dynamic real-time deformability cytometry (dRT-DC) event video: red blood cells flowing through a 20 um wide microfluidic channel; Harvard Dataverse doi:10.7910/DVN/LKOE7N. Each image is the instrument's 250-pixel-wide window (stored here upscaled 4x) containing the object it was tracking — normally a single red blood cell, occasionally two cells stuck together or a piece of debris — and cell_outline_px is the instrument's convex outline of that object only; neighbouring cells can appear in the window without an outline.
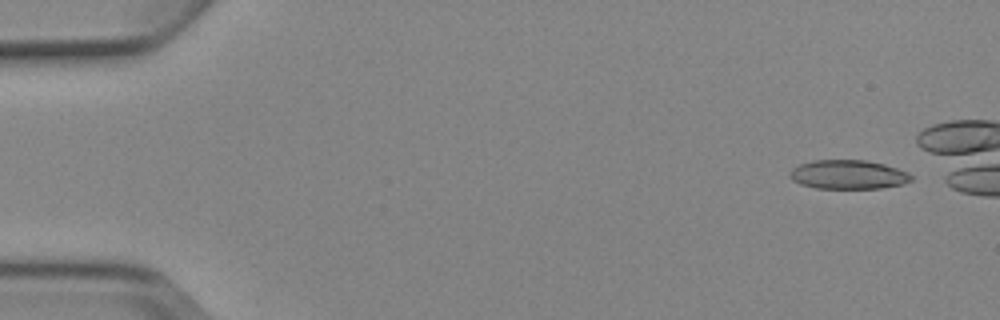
{"species": "Egyptian fruit bat (a non-hibernating species)", "species_latin": "Rousettus aegyptiacus", "temperature_condition": "cold", "stored_images_in_passage": 8, "camera_frame_rate_fps": 3000, "um_per_image_px": 0.085, "animal": {"sex": "female"}, "frame": {"image": 1, "passage_image": 1, "time_ms": 0.0, "image_size_px": [1000, 320], "cell_outline_px": [[912, 180], [904, 184], [880, 188], [816, 188], [800, 184], [792, 180], [788, 176], [788, 172], [792, 168], [800, 164], [812, 160], [868, 160], [884, 164], [908, 172], [912, 176]], "centroid_in_image_um": [72.07, 14.83], "position_along_channel_um": 12.9, "area_um2": 20.69}}